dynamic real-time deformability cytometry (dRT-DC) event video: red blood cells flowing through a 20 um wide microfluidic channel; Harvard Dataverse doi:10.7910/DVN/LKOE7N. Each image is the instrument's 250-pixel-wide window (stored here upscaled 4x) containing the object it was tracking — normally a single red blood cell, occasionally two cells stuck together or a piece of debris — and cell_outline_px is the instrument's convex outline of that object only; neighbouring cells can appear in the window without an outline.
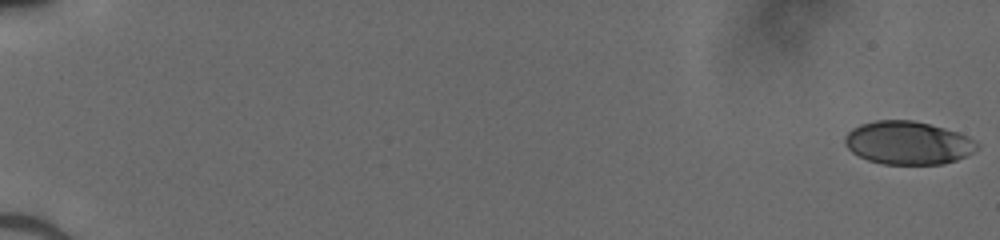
{"species": "human", "species_latin": "Homo sapiens", "temperature_condition": "cold", "stored_images_in_passage": 52, "camera_frame_rate_fps": 3000, "um_per_image_px": 0.085, "donor": {"sex": "male"}, "frame": {"image": 1, "passage_image": 1, "time_ms": 0.0, "image_size_px": [1000, 240], "cell_outline_px": [[980, 148], [956, 160], [944, 164], [884, 164], [868, 160], [852, 152], [844, 144], [844, 136], [852, 128], [860, 124], [876, 120], [912, 120], [944, 128], [968, 136], [980, 144]], "centroid_in_image_um": [77.17, 12.14], "position_along_channel_um": 7.8, "area_um2": 33.23}}
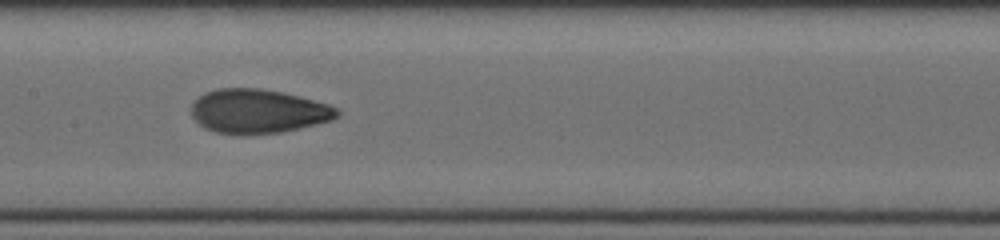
{"frame": {"image": 2, "passage_image": 29, "time_ms": 9.333, "image_size_px": [1000, 240], "cell_outline_px": [[340, 112], [332, 120], [316, 124], [280, 132], [216, 132], [204, 128], [192, 116], [192, 104], [204, 92], [220, 88], [260, 88], [280, 92], [328, 104], [336, 108]], "centroid_in_image_um": [21.92, 9.42], "position_along_channel_um": 185.5, "area_um2": 36.36}}
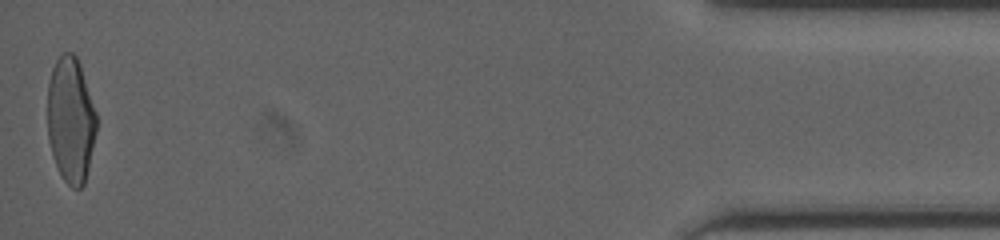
{"frame": {"image": 3, "passage_image": 52, "time_ms": 17.0, "image_size_px": [1000, 240], "cell_outline_px": [[96, 132], [88, 168], [84, 184], [80, 188], [72, 188], [60, 176], [52, 156], [48, 140], [48, 84], [52, 68], [56, 60], [64, 52], [72, 52], [76, 56], [80, 64], [96, 112]], "centroid_in_image_um": [6.0, 10.2], "position_along_channel_um": 429.2, "area_um2": 35.89}}